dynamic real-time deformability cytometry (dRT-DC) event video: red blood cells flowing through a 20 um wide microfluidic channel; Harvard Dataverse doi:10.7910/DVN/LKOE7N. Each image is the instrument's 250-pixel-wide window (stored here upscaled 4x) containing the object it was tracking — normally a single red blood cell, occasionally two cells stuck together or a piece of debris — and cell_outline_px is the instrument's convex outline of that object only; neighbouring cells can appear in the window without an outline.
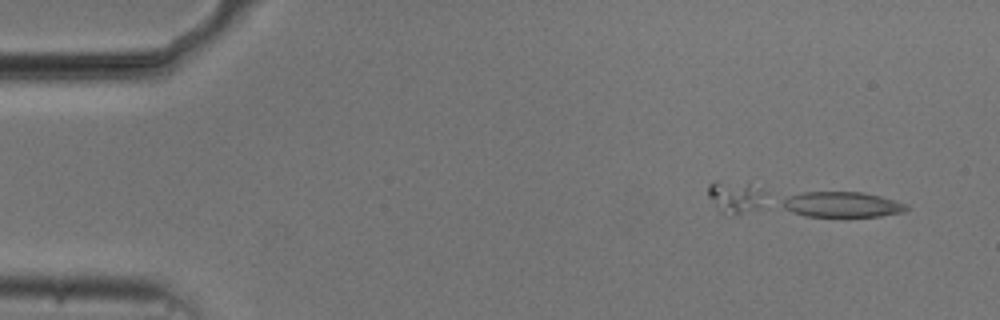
{"species": "common noctule bat (a hibernating species)", "species_latin": "Nyctalus noctula", "temperature_condition": "cold", "stored_images_in_passage": 4, "camera_frame_rate_fps": 3000, "um_per_image_px": 0.085, "animal": {"sex": "male", "body_mass_g": 20.5, "forearm_length_mm": 52.5}, "frame": {"image": 1, "passage_image": 4, "time_ms": 1.0, "image_size_px": [1000, 320], "cell_outline_px": [[908, 208], [904, 212], [880, 216], [804, 216], [792, 212], [784, 208], [784, 200], [788, 196], [804, 192], [864, 192], [896, 200], [908, 204]], "centroid_in_image_um": [71.62, 17.38], "position_along_channel_um": 13.4, "area_um2": 18.26}}